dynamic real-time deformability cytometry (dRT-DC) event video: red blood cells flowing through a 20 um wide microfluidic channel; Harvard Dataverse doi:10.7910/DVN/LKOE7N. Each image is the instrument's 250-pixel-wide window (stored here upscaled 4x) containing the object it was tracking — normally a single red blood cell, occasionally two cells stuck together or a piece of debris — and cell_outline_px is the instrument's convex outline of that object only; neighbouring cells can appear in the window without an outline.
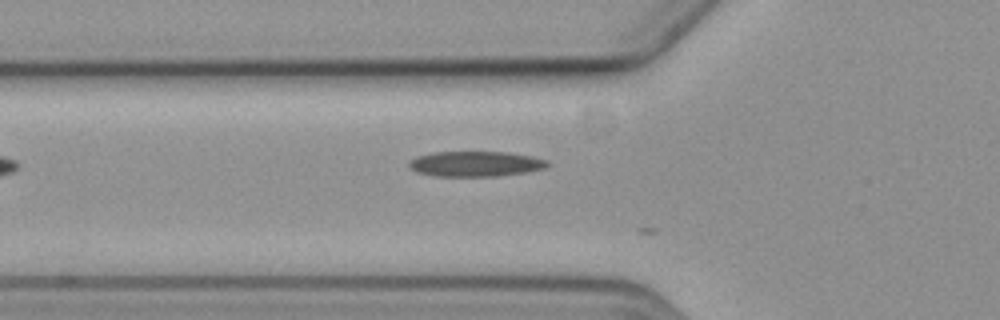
{"species": "common noctule bat (a hibernating species)", "species_latin": "Nyctalus noctula", "temperature_condition": "cold", "stored_images_in_passage": 2, "camera_frame_rate_fps": 3000, "um_per_image_px": 0.085, "animal": {"sex": "female", "body_mass_g": 19.3, "forearm_length_mm": 54.1}, "frame": {"image": 1, "passage_image": 2, "time_ms": 1.667, "image_size_px": [1000, 320], "cell_outline_px": [[548, 164], [544, 168], [524, 172], [496, 176], [432, 176], [416, 172], [408, 164], [408, 160], [416, 156], [432, 152], [508, 152], [532, 156], [548, 160]], "centroid_in_image_um": [40.37, 13.92], "position_along_channel_um": 85.4, "area_um2": 20.4}}